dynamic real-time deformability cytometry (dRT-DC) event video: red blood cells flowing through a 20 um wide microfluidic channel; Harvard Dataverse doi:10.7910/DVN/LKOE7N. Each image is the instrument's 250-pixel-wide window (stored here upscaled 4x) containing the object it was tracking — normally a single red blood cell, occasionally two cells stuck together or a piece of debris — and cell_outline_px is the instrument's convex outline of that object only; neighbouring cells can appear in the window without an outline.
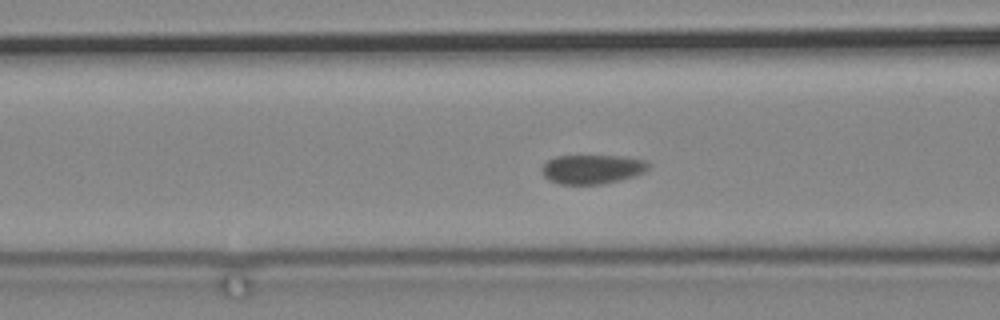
{"species": "common noctule bat (a hibernating species)", "species_latin": "Nyctalus noctula", "temperature_condition": "cold", "stored_images_in_passage": 55, "segment_of_instrument_passage": [1, 2], "camera_frame_rate_fps": 3000, "um_per_image_px": 0.085, "animal": {"sex": "male", "body_mass_g": 19.2, "forearm_length_mm": 51.8}, "frame": {"image": 1, "passage_image": 14, "time_ms": 4.333, "image_size_px": [1000, 320], "cell_outline_px": [[648, 168], [644, 172], [632, 176], [600, 184], [560, 184], [548, 180], [544, 176], [540, 168], [548, 160], [556, 156], [624, 156], [644, 160], [648, 164]], "centroid_in_image_um": [50.28, 14.37], "position_along_channel_um": 116.3, "area_um2": 17.92}}
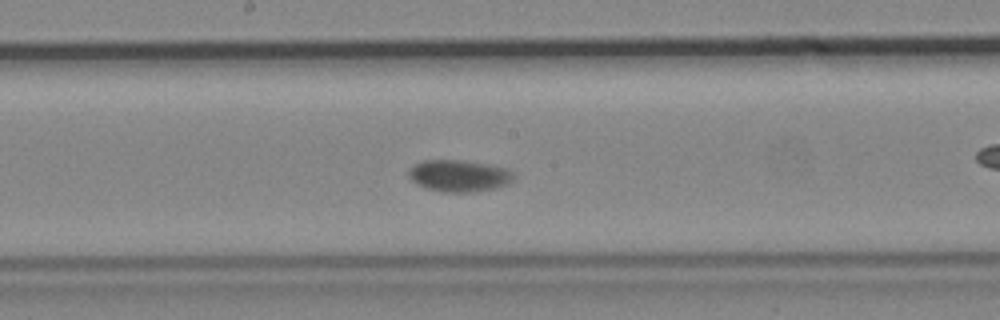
{"frame": {"image": 2, "passage_image": 23, "time_ms": 7.333, "image_size_px": [1000, 320], "cell_outline_px": [[516, 176], [508, 184], [500, 188], [472, 192], [444, 192], [424, 188], [416, 184], [408, 176], [408, 168], [412, 164], [424, 160], [464, 160], [488, 164], [504, 168], [512, 172]], "centroid_in_image_um": [39.0, 14.94], "position_along_channel_um": 209.2, "area_um2": 19.83}}
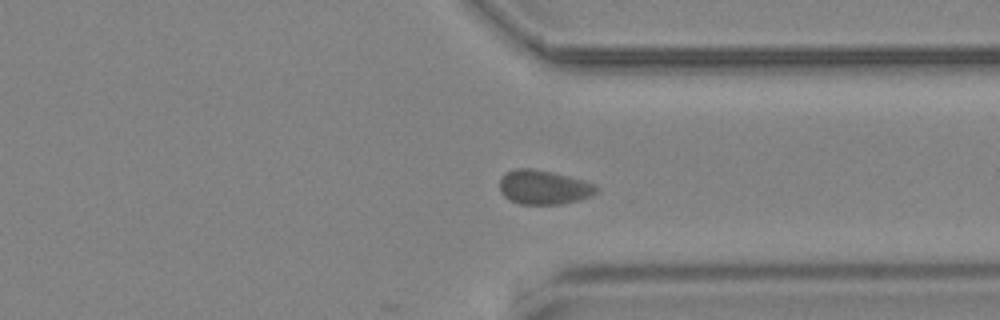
{"frame": {"image": 3, "passage_image": 38, "time_ms": 12.333, "image_size_px": [1000, 320], "cell_outline_px": [[600, 188], [592, 196], [580, 200], [560, 204], [520, 204], [508, 200], [500, 192], [500, 180], [504, 172], [512, 168], [532, 168], [552, 172], [584, 180], [596, 184]], "centroid_in_image_um": [46.21, 15.91], "position_along_channel_um": 365.2, "area_um2": 19.65}}